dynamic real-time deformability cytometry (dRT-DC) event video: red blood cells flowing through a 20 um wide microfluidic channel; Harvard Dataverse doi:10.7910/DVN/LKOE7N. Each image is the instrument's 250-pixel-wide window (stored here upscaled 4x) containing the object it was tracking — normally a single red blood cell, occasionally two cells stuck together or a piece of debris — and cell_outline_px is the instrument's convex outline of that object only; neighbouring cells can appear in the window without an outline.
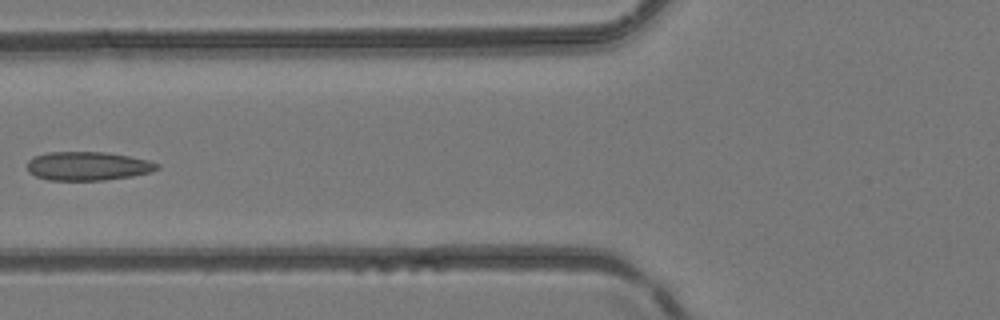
{"species": "common noctule bat (a hibernating species)", "species_latin": "Nyctalus noctula", "temperature_condition": "room temperature", "stored_images_in_passage": 6, "camera_frame_rate_fps": 3000, "um_per_image_px": 0.085, "animal": {"sex": "female", "body_mass_g": 24.6, "forearm_length_mm": 56.2}, "frame": {"image": 1, "passage_image": 6, "time_ms": 1.667, "image_size_px": [1000, 320], "cell_outline_px": [[160, 168], [152, 172], [132, 176], [104, 180], [48, 180], [36, 176], [28, 172], [28, 160], [32, 156], [48, 152], [104, 152], [128, 156], [148, 160], [160, 164]], "centroid_in_image_um": [7.46, 14.11], "position_along_channel_um": 118.3, "area_um2": 21.85}}